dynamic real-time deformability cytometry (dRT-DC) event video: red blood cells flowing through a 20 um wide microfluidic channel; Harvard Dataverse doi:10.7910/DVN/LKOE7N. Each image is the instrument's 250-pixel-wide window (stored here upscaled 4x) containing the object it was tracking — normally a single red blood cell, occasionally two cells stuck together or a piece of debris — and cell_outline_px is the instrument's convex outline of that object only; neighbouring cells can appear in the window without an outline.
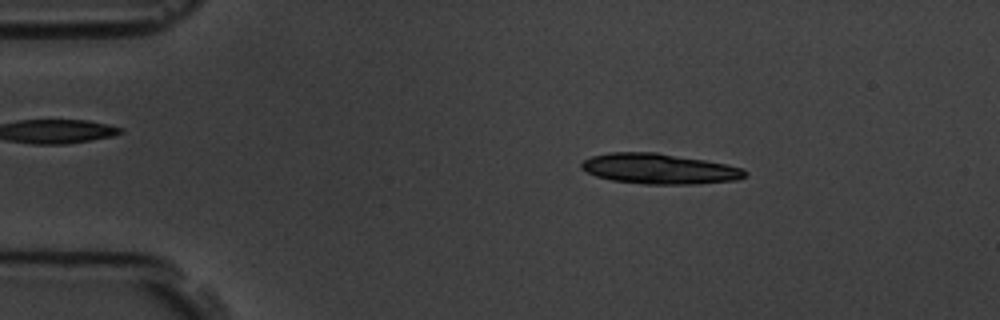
{"species": "common noctule bat (a hibernating species)", "species_latin": "Nyctalus noctula", "temperature_condition": "room temperature", "stored_images_in_passage": 5, "camera_frame_rate_fps": 3000, "um_per_image_px": 0.085, "animal": {"sex": "male", "body_mass_g": 19.5, "forearm_length_mm": 54.6}, "frame": {"image": 1, "passage_image": 2, "time_ms": 1.333, "image_size_px": [1000, 320], "cell_outline_px": [[748, 176], [736, 180], [692, 184], [644, 184], [612, 180], [596, 176], [580, 168], [580, 164], [584, 160], [592, 156], [608, 152], [656, 152], [728, 164], [744, 168], [748, 172]], "centroid_in_image_um": [56.06, 14.34], "position_along_channel_um": 28.9, "area_um2": 29.02}}